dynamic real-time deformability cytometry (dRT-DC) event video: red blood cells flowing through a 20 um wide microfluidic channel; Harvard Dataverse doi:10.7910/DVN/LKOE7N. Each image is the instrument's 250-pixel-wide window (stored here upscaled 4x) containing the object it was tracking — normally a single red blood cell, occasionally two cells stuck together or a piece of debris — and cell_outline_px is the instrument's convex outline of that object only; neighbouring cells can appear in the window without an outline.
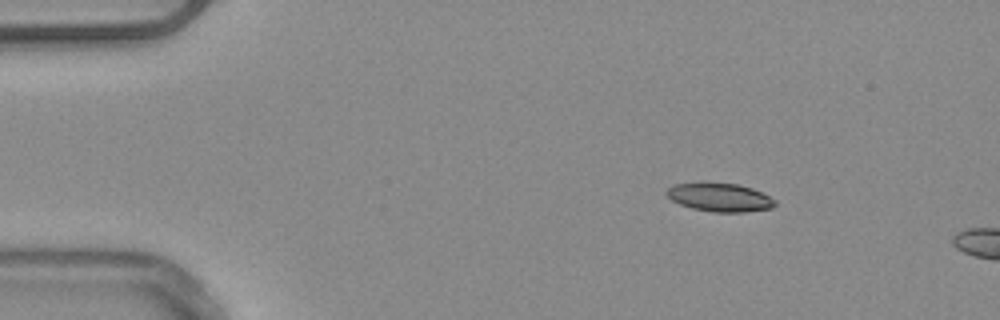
{"species": "common noctule bat (a hibernating species)", "species_latin": "Nyctalus noctula", "temperature_condition": "warm", "stored_images_in_passage": 5, "camera_frame_rate_fps": 3000, "um_per_image_px": 0.085, "animal": {"sex": "male", "body_mass_g": 20.4}, "frame": {"image": 1, "passage_image": 1, "time_ms": 0.0, "image_size_px": [1000, 320], "cell_outline_px": [[776, 204], [772, 208], [744, 212], [712, 212], [692, 208], [680, 204], [672, 200], [664, 192], [672, 184], [704, 180], [740, 184], [752, 188], [776, 200]], "centroid_in_image_um": [61.13, 16.73], "position_along_channel_um": 23.9, "area_um2": 18.61}}